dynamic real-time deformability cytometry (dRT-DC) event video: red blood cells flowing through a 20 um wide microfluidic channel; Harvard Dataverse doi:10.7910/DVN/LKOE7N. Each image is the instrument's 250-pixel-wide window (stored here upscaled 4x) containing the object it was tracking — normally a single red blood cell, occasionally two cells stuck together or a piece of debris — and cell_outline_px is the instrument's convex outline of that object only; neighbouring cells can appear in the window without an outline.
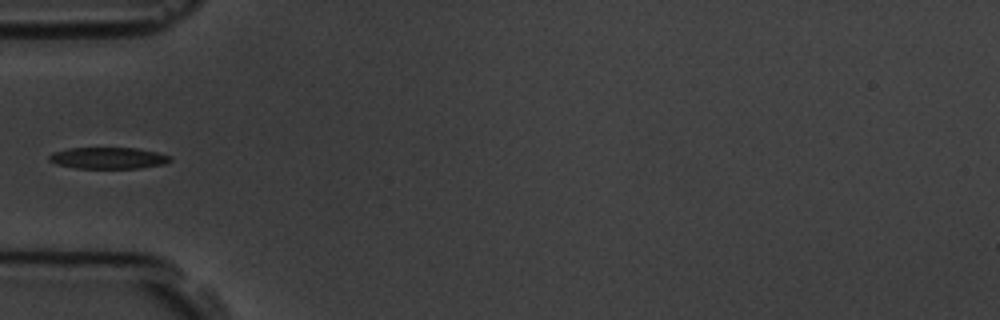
{"species": "common noctule bat (a hibernating species)", "species_latin": "Nyctalus noctula", "temperature_condition": "room temperature", "stored_images_in_passage": 6, "camera_frame_rate_fps": 3000, "um_per_image_px": 0.085, "animal": {"sex": "male", "body_mass_g": 19.5, "forearm_length_mm": 54.6}, "frame": {"image": 1, "passage_image": 6, "time_ms": 5.667, "image_size_px": [1000, 320], "cell_outline_px": [[172, 160], [164, 164], [140, 168], [76, 168], [56, 164], [48, 160], [48, 156], [52, 152], [68, 148], [136, 148], [156, 152], [172, 156]], "centroid_in_image_um": [9.19, 13.43], "position_along_channel_um": 75.8, "area_um2": 15.2}}